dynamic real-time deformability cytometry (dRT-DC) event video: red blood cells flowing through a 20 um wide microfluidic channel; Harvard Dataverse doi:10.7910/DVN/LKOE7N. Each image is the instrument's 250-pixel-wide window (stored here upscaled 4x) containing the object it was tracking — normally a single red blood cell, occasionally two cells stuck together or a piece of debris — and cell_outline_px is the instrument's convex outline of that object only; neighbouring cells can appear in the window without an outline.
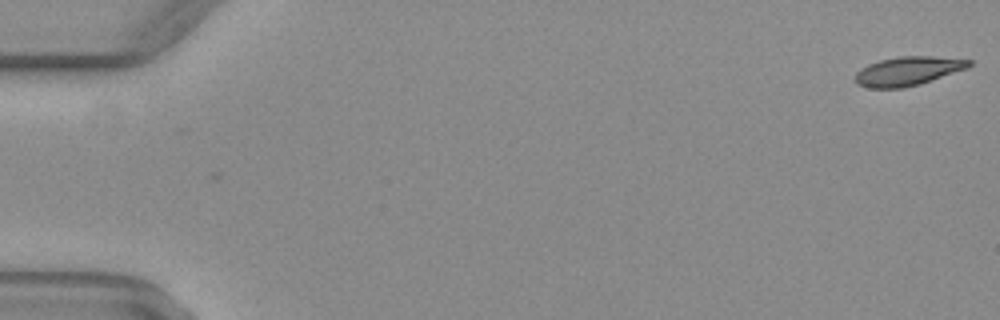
{"species": "common noctule bat (a hibernating species)", "species_latin": "Nyctalus noctula", "temperature_condition": "warm", "stored_images_in_passage": 16, "camera_frame_rate_fps": 3000, "um_per_image_px": 0.085, "animal": {"sex": "female", "body_mass_g": 29.2, "forearm_length_mm": 56.3}, "frame": {"image": 1, "passage_image": 1, "time_ms": 0.0, "image_size_px": [1000, 320], "cell_outline_px": [[972, 64], [968, 68], [920, 84], [904, 88], [868, 88], [856, 84], [852, 80], [856, 72], [860, 68], [868, 64], [880, 60], [900, 56], [932, 56], [972, 60]], "centroid_in_image_um": [77.13, 6.05], "position_along_channel_um": 7.9, "area_um2": 19.42}}
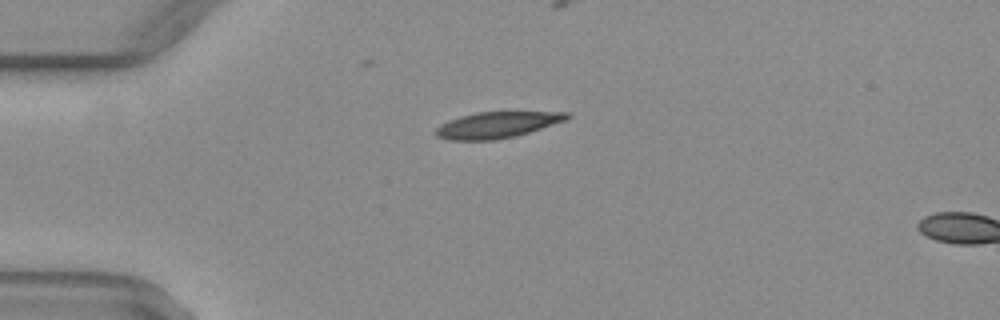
{"frame": {"image": 2, "passage_image": 14, "time_ms": 4.333, "image_size_px": [1000, 320], "cell_outline_px": [[572, 116], [568, 120], [516, 136], [496, 140], [448, 140], [436, 136], [432, 132], [440, 124], [448, 120], [460, 116], [476, 112], [572, 112]], "centroid_in_image_um": [42.25, 10.62], "position_along_channel_um": 42.8, "area_um2": 20.29}}